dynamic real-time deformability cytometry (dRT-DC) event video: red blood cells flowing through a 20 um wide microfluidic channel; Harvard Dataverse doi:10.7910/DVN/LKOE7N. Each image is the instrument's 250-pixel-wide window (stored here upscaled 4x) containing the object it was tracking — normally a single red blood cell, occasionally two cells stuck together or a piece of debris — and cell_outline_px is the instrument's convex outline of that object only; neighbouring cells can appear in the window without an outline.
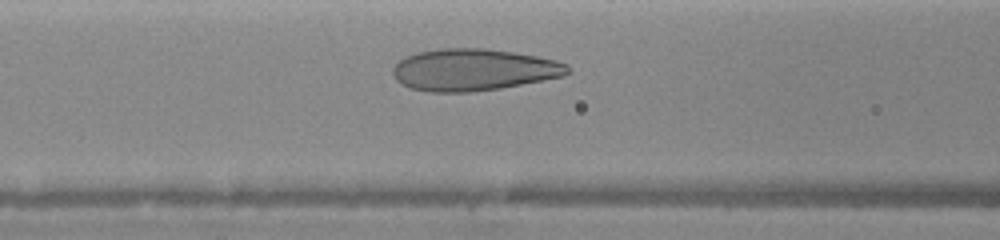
{"species": "human", "species_latin": "Homo sapiens", "temperature_condition": "warm", "stored_images_in_passage": 12, "camera_frame_rate_fps": 3000, "um_per_image_px": 0.085, "donor": {"sex": "female"}, "frame": {"image": 1, "passage_image": 7, "time_ms": 2.0, "image_size_px": [1000, 240], "cell_outline_px": [[572, 72], [564, 76], [500, 88], [468, 92], [428, 92], [408, 88], [396, 80], [392, 72], [392, 68], [404, 56], [416, 52], [444, 48], [484, 48], [512, 52], [536, 56], [556, 60], [568, 64]], "centroid_in_image_um": [40.24, 5.93], "position_along_channel_um": 126.4, "area_um2": 42.83}}
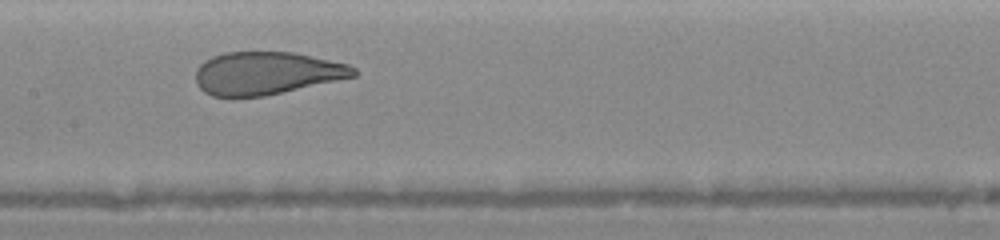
{"frame": {"image": 2, "passage_image": 10, "time_ms": 3.333, "image_size_px": [1000, 240], "cell_outline_px": [[360, 72], [356, 76], [264, 96], [212, 96], [204, 92], [196, 84], [196, 68], [204, 60], [212, 56], [224, 52], [292, 52], [348, 64], [356, 68]], "centroid_in_image_um": [22.64, 6.21], "position_along_channel_um": 184.8, "area_um2": 39.3}}
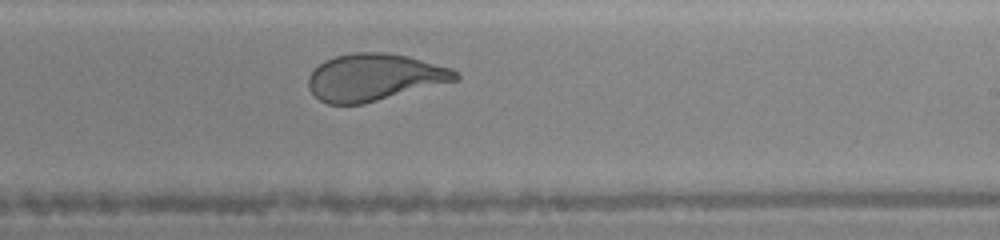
{"frame": {"image": 3, "passage_image": 12, "time_ms": 5.0, "image_size_px": [1000, 240], "cell_outline_px": [[460, 76], [456, 80], [364, 104], [328, 104], [320, 100], [308, 88], [308, 76], [324, 60], [336, 56], [352, 52], [384, 52], [408, 56], [452, 68]], "centroid_in_image_um": [31.79, 6.56], "position_along_channel_um": 257.2, "area_um2": 40.11}}